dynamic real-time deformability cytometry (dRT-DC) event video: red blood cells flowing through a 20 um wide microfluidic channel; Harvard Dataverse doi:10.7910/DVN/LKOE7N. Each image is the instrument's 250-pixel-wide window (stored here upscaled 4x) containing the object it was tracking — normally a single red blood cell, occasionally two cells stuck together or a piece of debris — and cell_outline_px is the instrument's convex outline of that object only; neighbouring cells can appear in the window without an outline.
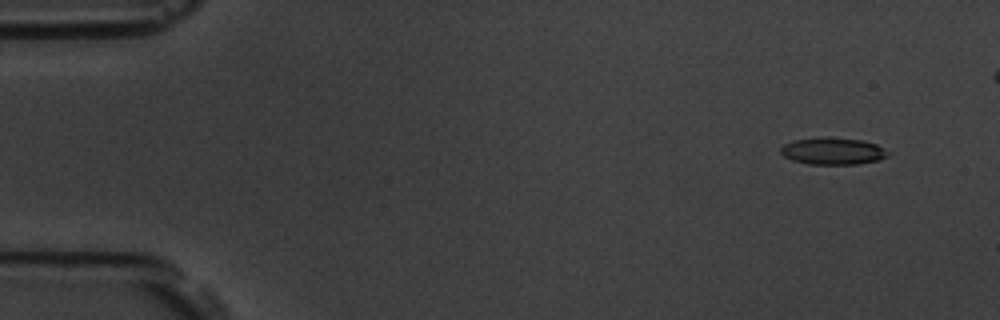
{"species": "common noctule bat (a hibernating species)", "species_latin": "Nyctalus noctula", "temperature_condition": "room temperature", "stored_images_in_passage": 10, "camera_frame_rate_fps": 3000, "um_per_image_px": 0.085, "animal": {"sex": "male", "body_mass_g": 19.5, "forearm_length_mm": 54.6}, "frame": {"image": 1, "passage_image": 2, "time_ms": 0.333, "image_size_px": [1000, 320], "cell_outline_px": [[888, 156], [876, 160], [856, 164], [808, 164], [792, 160], [784, 156], [780, 152], [780, 148], [784, 144], [792, 140], [828, 136], [864, 140], [876, 144], [888, 152]], "centroid_in_image_um": [70.75, 12.82], "position_along_channel_um": 14.3, "area_um2": 16.94}}
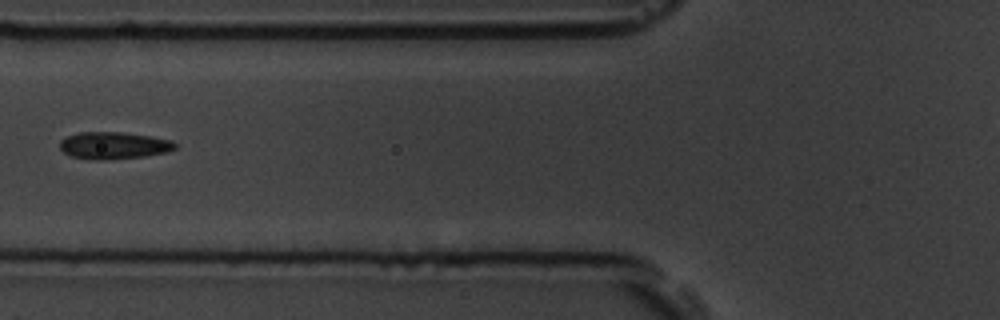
{"frame": {"image": 2, "passage_image": 7, "time_ms": 2.0, "image_size_px": [1000, 320], "cell_outline_px": [[176, 148], [168, 152], [144, 156], [104, 160], [96, 160], [72, 156], [64, 152], [60, 148], [60, 140], [68, 136], [80, 132], [124, 132], [152, 136], [172, 140], [176, 144]], "centroid_in_image_um": [9.7, 12.36], "position_along_channel_um": 116.1, "area_um2": 18.21}}
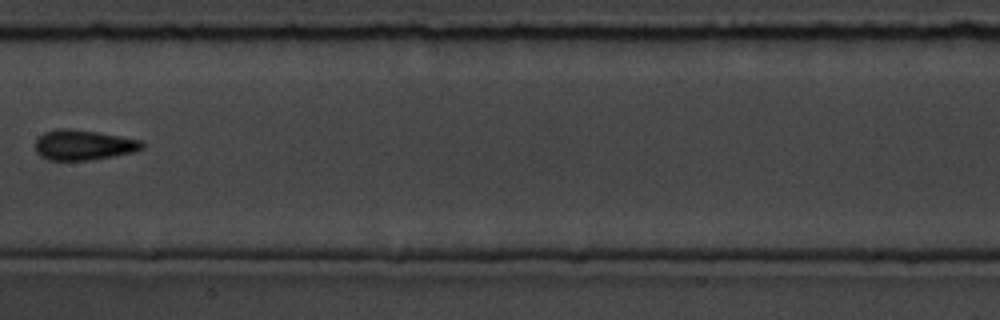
{"frame": {"image": 3, "passage_image": 9, "time_ms": 2.667, "image_size_px": [1000, 320], "cell_outline_px": [[144, 148], [136, 152], [88, 160], [48, 160], [40, 156], [36, 152], [36, 136], [44, 132], [56, 128], [68, 128], [96, 132], [120, 136], [140, 140], [144, 144]], "centroid_in_image_um": [7.07, 12.32], "position_along_channel_um": 200.3, "area_um2": 18.9}}